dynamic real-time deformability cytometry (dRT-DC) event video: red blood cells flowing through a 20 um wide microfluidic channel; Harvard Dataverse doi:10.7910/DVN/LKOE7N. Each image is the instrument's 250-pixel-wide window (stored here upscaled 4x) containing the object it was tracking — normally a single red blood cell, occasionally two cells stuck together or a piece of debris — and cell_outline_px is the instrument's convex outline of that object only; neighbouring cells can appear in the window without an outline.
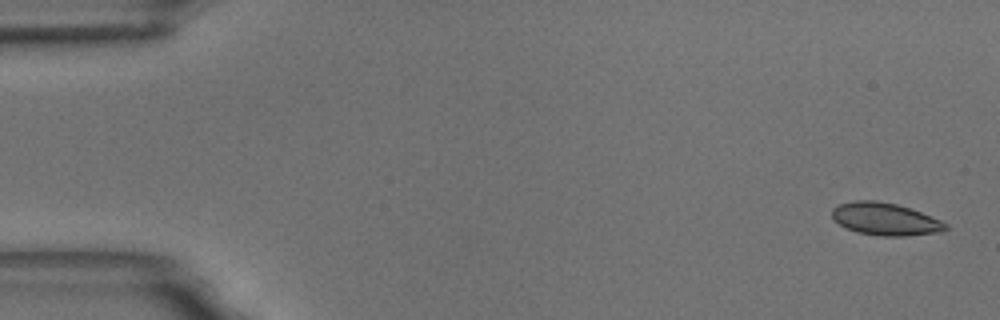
{"species": "common noctule bat (a hibernating species)", "species_latin": "Nyctalus noctula", "temperature_condition": "room temperature", "stored_images_in_passage": 6, "camera_frame_rate_fps": 3000, "um_per_image_px": 0.085, "animal": {"sex": "male", "body_mass_g": 18.8}, "frame": {"image": 1, "passage_image": 1, "time_ms": 0.0, "image_size_px": [1000, 320], "cell_outline_px": [[948, 228], [940, 232], [908, 236], [876, 236], [856, 232], [840, 224], [832, 216], [832, 208], [840, 204], [852, 200], [876, 200], [896, 204], [920, 212], [940, 220], [948, 224]], "centroid_in_image_um": [75.24, 18.63], "position_along_channel_um": 9.8, "area_um2": 21.44}}
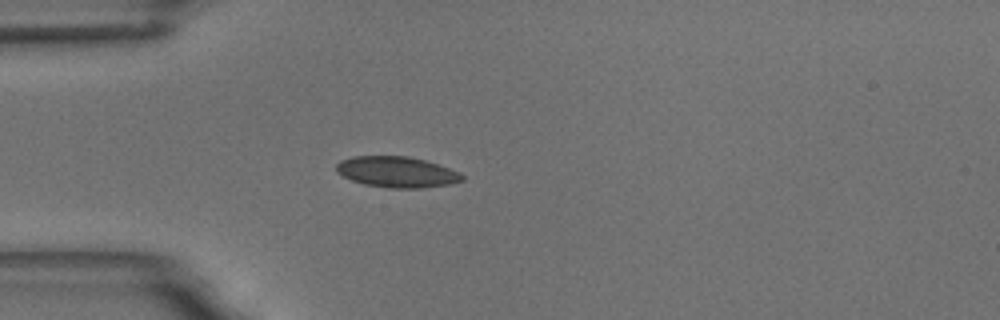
{"frame": {"image": 2, "passage_image": 5, "time_ms": 4.667, "image_size_px": [1000, 320], "cell_outline_px": [[464, 180], [452, 184], [420, 188], [388, 188], [364, 184], [352, 180], [336, 172], [336, 164], [340, 160], [352, 156], [408, 156], [424, 160], [460, 172], [464, 176]], "centroid_in_image_um": [33.72, 14.62], "position_along_channel_um": 51.3, "area_um2": 22.66}}